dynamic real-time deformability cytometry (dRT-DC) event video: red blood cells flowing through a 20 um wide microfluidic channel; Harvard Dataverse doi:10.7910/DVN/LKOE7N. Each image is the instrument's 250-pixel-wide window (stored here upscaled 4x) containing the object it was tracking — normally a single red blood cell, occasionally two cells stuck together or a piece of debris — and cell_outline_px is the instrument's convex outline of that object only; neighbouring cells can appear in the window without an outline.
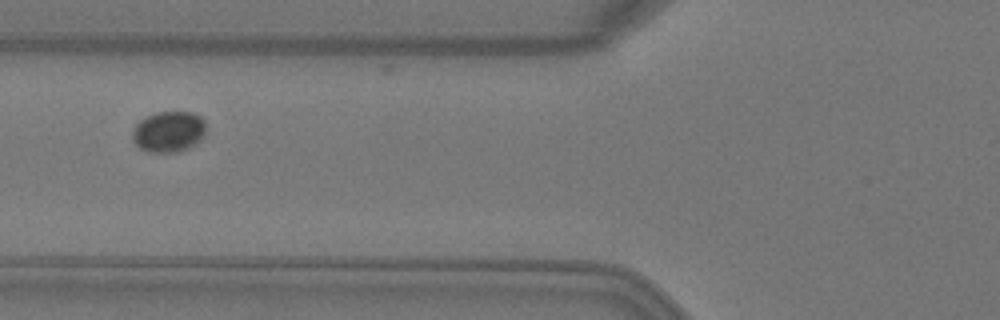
{"species": "Egyptian fruit bat (a non-hibernating species)", "species_latin": "Rousettus aegyptiacus", "temperature_condition": "warm", "stored_images_in_passage": 3, "camera_frame_rate_fps": 3000, "um_per_image_px": 0.085, "animal": {"sex": "female"}, "frame": {"image": 1, "passage_image": 2, "time_ms": 0.333, "image_size_px": [1000, 320], "cell_outline_px": [[204, 136], [196, 144], [188, 148], [176, 152], [148, 152], [140, 148], [132, 140], [132, 132], [136, 124], [140, 120], [156, 112], [192, 112], [200, 116], [204, 120]], "centroid_in_image_um": [14.33, 11.19], "position_along_channel_um": 111.5, "area_um2": 17.51}}